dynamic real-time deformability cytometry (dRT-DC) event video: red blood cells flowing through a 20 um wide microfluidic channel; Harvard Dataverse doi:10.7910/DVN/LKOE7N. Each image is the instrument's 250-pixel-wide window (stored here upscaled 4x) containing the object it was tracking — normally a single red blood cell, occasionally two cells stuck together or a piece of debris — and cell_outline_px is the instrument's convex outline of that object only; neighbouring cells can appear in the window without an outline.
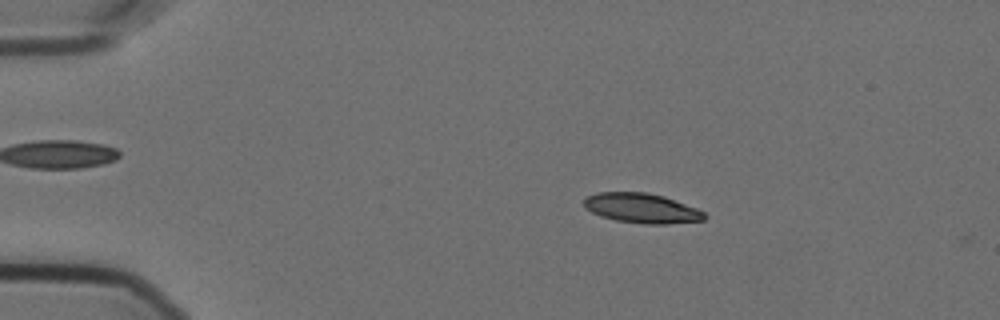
{"species": "Egyptian fruit bat (a non-hibernating species)", "species_latin": "Rousettus aegyptiacus", "temperature_condition": "cold", "stored_images_in_passage": 2, "camera_frame_rate_fps": 3000, "um_per_image_px": 0.085, "animal": {"sex": "female"}, "frame": {"image": 1, "passage_image": 1, "time_ms": 0.0, "image_size_px": [1000, 320], "cell_outline_px": [[708, 216], [704, 220], [668, 224], [644, 224], [616, 220], [600, 216], [584, 208], [584, 196], [596, 192], [644, 192], [664, 196], [696, 208], [704, 212]], "centroid_in_image_um": [54.52, 17.69], "position_along_channel_um": 30.5, "area_um2": 21.04}}